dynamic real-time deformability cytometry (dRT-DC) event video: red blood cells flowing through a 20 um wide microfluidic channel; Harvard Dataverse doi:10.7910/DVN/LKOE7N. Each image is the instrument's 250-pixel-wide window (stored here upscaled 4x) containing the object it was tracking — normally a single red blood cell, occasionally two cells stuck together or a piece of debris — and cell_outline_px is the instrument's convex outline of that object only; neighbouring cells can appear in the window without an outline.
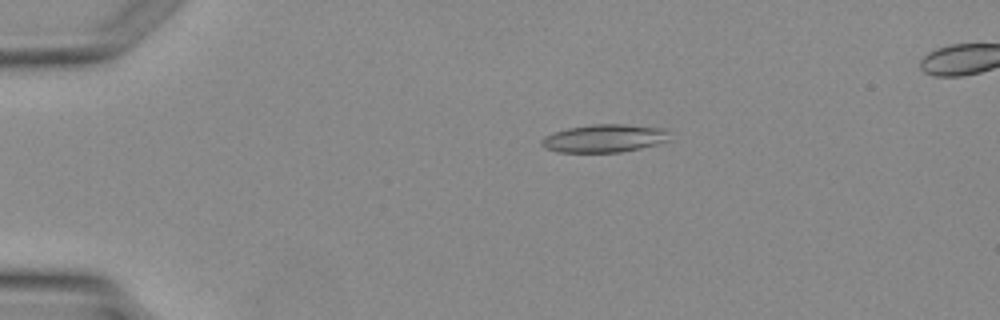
{"species": "Egyptian fruit bat (a non-hibernating species)", "species_latin": "Rousettus aegyptiacus", "temperature_condition": "warm", "stored_images_in_passage": 4, "segment_of_instrument_passage": [1, 2], "camera_frame_rate_fps": 3000, "um_per_image_px": 0.085, "animal": {"sex": "female"}, "frame": {"image": 1, "passage_image": 2, "time_ms": 1.0, "image_size_px": [1000, 320], "cell_outline_px": [[668, 140], [656, 144], [640, 148], [620, 152], [560, 152], [544, 148], [540, 144], [540, 140], [544, 136], [552, 132], [568, 128], [592, 124], [624, 124], [668, 128]], "centroid_in_image_um": [51.34, 11.75], "position_along_channel_um": 33.7, "area_um2": 20.98}}